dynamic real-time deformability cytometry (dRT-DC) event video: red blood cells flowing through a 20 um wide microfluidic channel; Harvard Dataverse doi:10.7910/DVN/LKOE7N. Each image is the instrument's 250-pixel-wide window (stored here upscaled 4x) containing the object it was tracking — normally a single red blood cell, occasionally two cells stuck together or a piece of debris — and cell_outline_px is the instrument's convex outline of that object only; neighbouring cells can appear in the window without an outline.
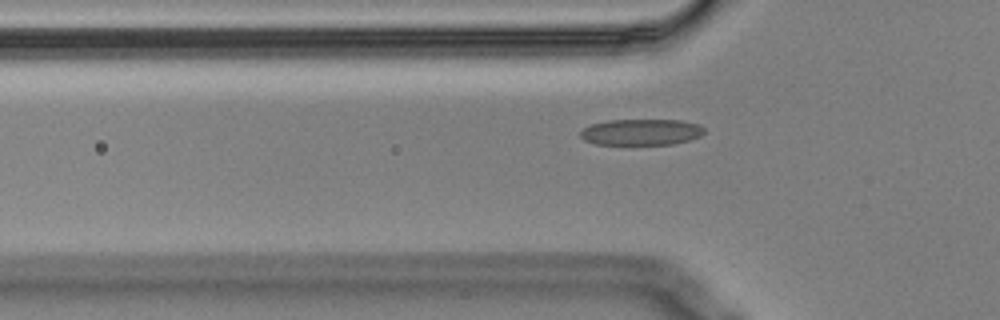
{"species": "Egyptian fruit bat (a non-hibernating species)", "species_latin": "Rousettus aegyptiacus", "temperature_condition": "cold", "stored_images_in_passage": 42, "camera_frame_rate_fps": 3000, "um_per_image_px": 0.085, "animal": {"sex": "male"}, "frame": {"image": 1, "passage_image": 8, "time_ms": 2.333, "image_size_px": [1000, 320], "cell_outline_px": [[704, 132], [700, 136], [688, 140], [672, 144], [596, 144], [584, 140], [580, 136], [580, 132], [584, 128], [592, 124], [608, 120], [680, 120], [700, 124], [704, 128]], "centroid_in_image_um": [54.51, 11.22], "position_along_channel_um": 71.3, "area_um2": 18.79}}
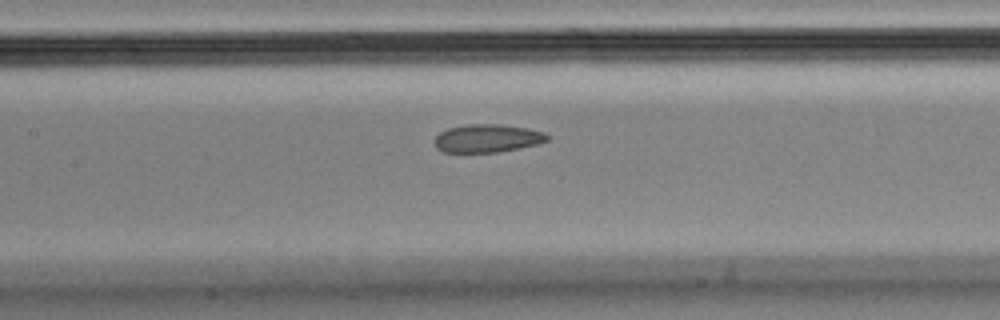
{"frame": {"image": 2, "passage_image": 16, "time_ms": 5.0, "image_size_px": [1000, 320], "cell_outline_px": [[548, 140], [536, 144], [520, 148], [496, 152], [444, 152], [436, 148], [436, 136], [440, 132], [448, 128], [464, 124], [496, 124], [528, 128], [544, 132], [548, 136]], "centroid_in_image_um": [41.42, 11.75], "position_along_channel_um": 166.0, "area_um2": 18.32}}
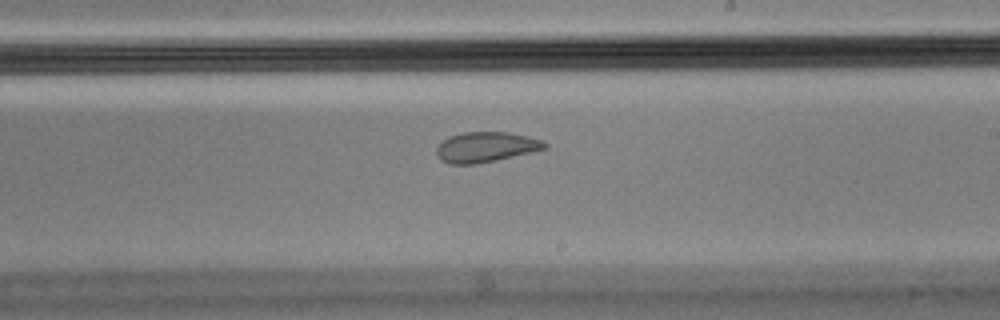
{"frame": {"image": 3, "passage_image": 23, "time_ms": 7.333, "image_size_px": [1000, 320], "cell_outline_px": [[548, 148], [532, 152], [496, 160], [476, 164], [448, 164], [440, 160], [436, 156], [436, 148], [448, 136], [464, 132], [508, 132], [528, 136], [544, 140], [548, 144]], "centroid_in_image_um": [41.31, 12.5], "position_along_channel_um": 247.7, "area_um2": 19.25}, "authors_computed_cell_mechanics": {"area_um2": 19.7676, "velocity_mm_per_s": 3.5127, "shape_relaxation_time_tau1_ms": null, "shape_relaxation_time_tau2_ms": 1.6827, "deformation_change_tau1": null, "deformation_change_tau2": 0.0773}}